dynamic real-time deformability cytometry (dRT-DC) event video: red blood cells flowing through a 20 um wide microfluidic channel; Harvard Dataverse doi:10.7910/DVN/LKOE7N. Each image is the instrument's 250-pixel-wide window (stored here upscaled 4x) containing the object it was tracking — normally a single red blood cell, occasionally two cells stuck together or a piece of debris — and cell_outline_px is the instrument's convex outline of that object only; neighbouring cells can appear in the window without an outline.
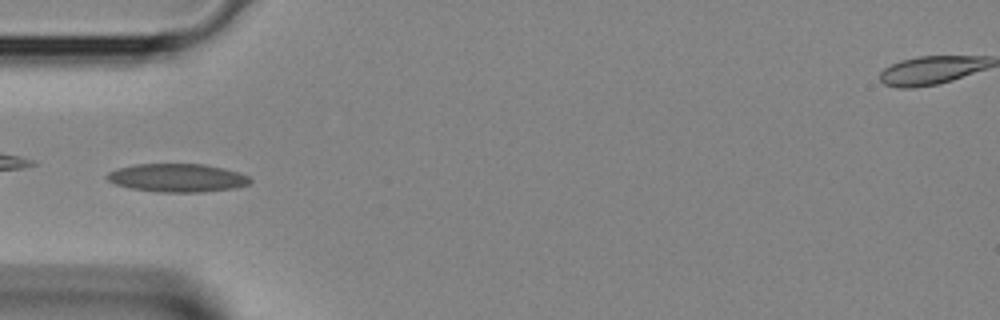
{"species": "Egyptian fruit bat (a non-hibernating species)", "species_latin": "Rousettus aegyptiacus", "temperature_condition": "room temperature", "stored_images_in_passage": 5, "camera_frame_rate_fps": 3000, "um_per_image_px": 0.085, "animal": {"sex": "female"}, "frame": {"image": 1, "passage_image": 5, "time_ms": 1.333, "image_size_px": [1000, 320], "cell_outline_px": [[252, 180], [248, 184], [236, 188], [200, 192], [156, 192], [132, 188], [116, 184], [108, 180], [104, 176], [108, 172], [116, 168], [136, 164], [204, 164], [224, 168], [240, 172], [248, 176]], "centroid_in_image_um": [15.07, 15.11], "position_along_channel_um": 69.9, "area_um2": 23.7}}